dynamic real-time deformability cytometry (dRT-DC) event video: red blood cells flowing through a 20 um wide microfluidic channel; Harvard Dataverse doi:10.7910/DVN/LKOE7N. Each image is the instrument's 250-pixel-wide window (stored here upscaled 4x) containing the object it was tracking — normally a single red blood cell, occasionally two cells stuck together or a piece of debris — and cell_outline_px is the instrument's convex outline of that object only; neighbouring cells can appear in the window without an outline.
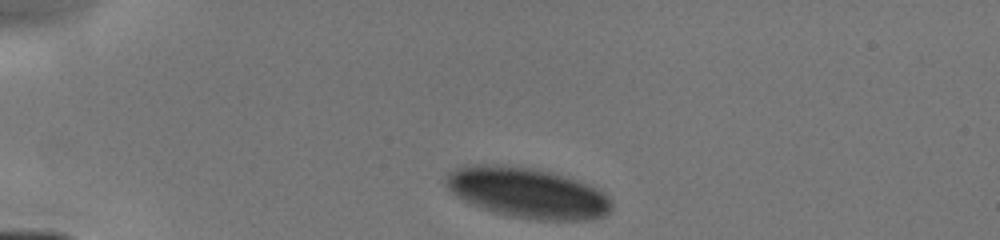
{"species": "human", "species_latin": "Homo sapiens", "temperature_condition": "cold", "stored_images_in_passage": 38, "camera_frame_rate_fps": 3000, "um_per_image_px": 0.085, "donor": {"sex": "male"}, "frame": {"image": 1, "passage_image": 1, "time_ms": 0.0, "image_size_px": [1000, 240], "cell_outline_px": [[612, 208], [604, 216], [592, 220], [536, 220], [508, 216], [480, 208], [456, 196], [444, 184], [444, 180], [448, 172], [464, 164], [504, 164], [528, 168], [548, 172], [576, 180], [608, 196], [612, 200]], "centroid_in_image_um": [44.76, 16.4], "position_along_channel_um": 40.2, "area_um2": 48.61}}
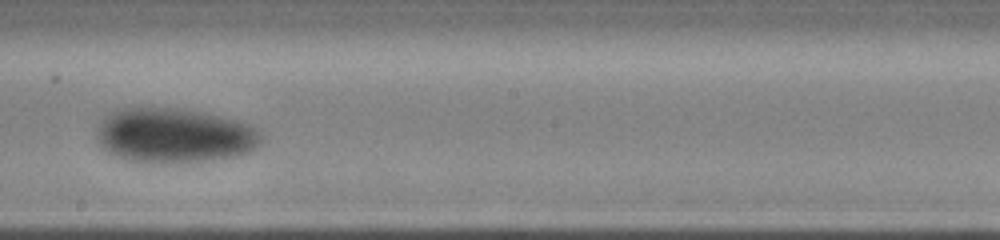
{"frame": {"image": 2, "passage_image": 22, "time_ms": 5.667, "image_size_px": [1000, 240], "cell_outline_px": [[264, 140], [252, 152], [236, 156], [208, 160], [168, 164], [124, 160], [108, 152], [100, 144], [96, 136], [96, 132], [100, 120], [104, 116], [116, 108], [180, 108], [200, 112], [236, 120], [248, 124], [256, 128], [260, 132]], "centroid_in_image_um": [14.8, 11.53], "position_along_channel_um": 233.4, "area_um2": 53.06}}
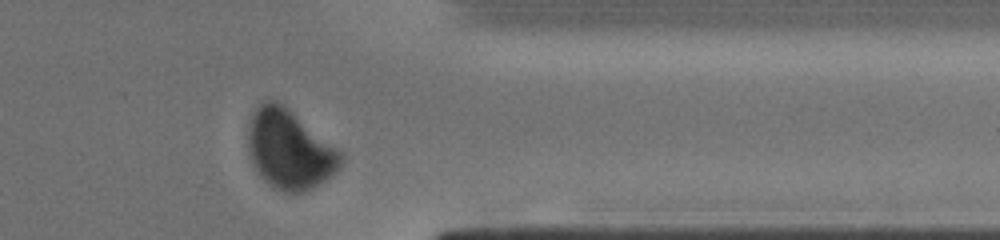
{"frame": {"image": 3, "passage_image": 34, "time_ms": 9.333, "image_size_px": [1000, 240], "cell_outline_px": [[344, 160], [340, 168], [336, 172], [312, 188], [300, 192], [284, 192], [268, 184], [260, 176], [252, 164], [248, 144], [248, 120], [252, 112], [264, 100], [276, 100], [284, 104], [344, 152]], "centroid_in_image_um": [24.62, 12.67], "position_along_channel_um": 386.8, "area_um2": 43.35}}